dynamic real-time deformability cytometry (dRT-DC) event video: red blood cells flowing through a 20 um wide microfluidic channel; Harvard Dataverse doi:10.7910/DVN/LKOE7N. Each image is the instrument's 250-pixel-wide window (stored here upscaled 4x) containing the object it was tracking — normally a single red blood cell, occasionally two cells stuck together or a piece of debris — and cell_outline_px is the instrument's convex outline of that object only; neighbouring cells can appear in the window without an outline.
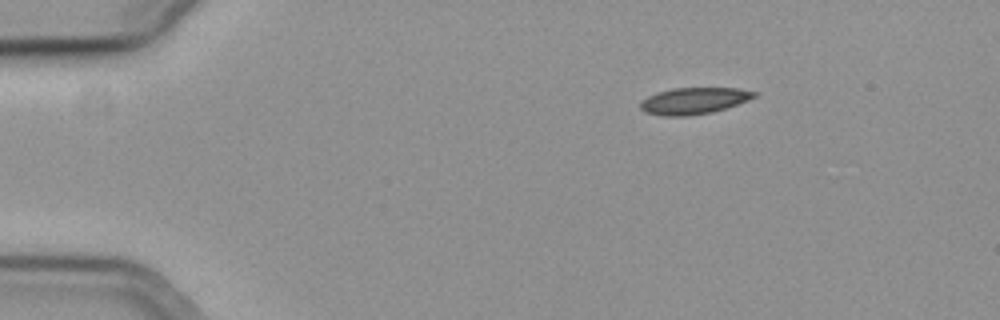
{"species": "common noctule bat (a hibernating species)", "species_latin": "Nyctalus noctula", "temperature_condition": "cold", "stored_images_in_passage": 48, "camera_frame_rate_fps": 3000, "um_per_image_px": 0.085, "animal": {"sex": "female", "body_mass_g": 19.3, "forearm_length_mm": 54.1}, "frame": {"image": 1, "passage_image": 1, "time_ms": 0.0, "image_size_px": [1000, 320], "cell_outline_px": [[756, 96], [748, 100], [712, 112], [688, 116], [664, 116], [644, 112], [640, 108], [640, 104], [648, 96], [656, 92], [672, 88], [736, 88], [756, 92]], "centroid_in_image_um": [58.94, 8.57], "position_along_channel_um": 26.1, "area_um2": 17.46}}
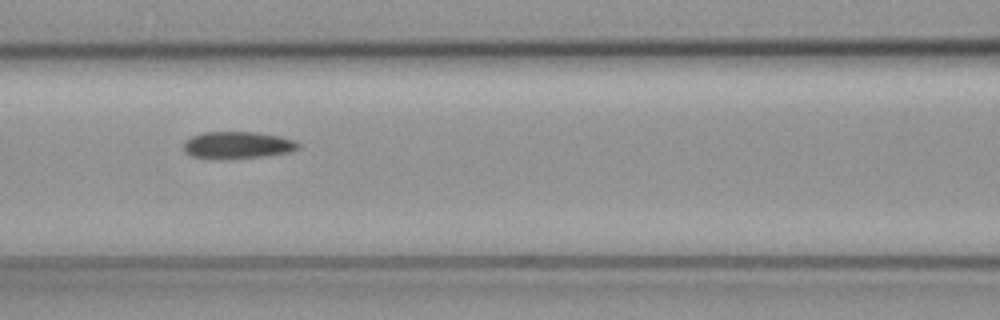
{"frame": {"image": 2, "passage_image": 17, "time_ms": 5.333, "image_size_px": [1000, 320], "cell_outline_px": [[300, 148], [292, 152], [268, 156], [192, 156], [184, 152], [184, 140], [192, 136], [204, 132], [256, 132], [280, 136], [296, 140], [300, 144]], "centroid_in_image_um": [20.28, 12.28], "position_along_channel_um": 146.3, "area_um2": 17.46}}
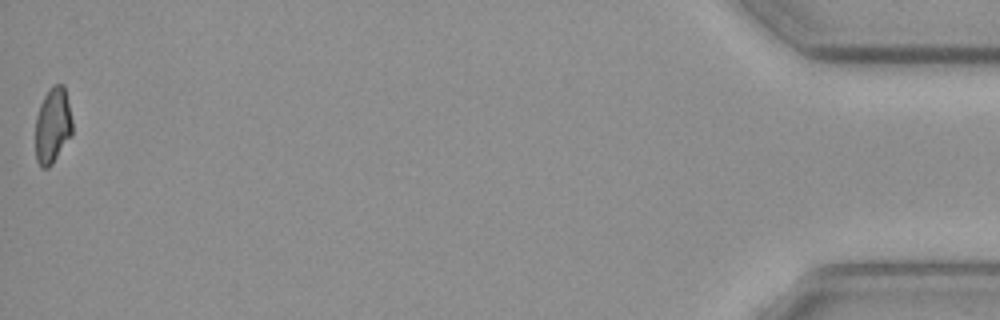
{"frame": {"image": 3, "passage_image": 48, "time_ms": 15.667, "image_size_px": [1000, 320], "cell_outline_px": [[72, 136], [52, 164], [48, 168], [40, 168], [36, 160], [36, 116], [40, 104], [48, 88], [52, 84], [64, 84], [72, 120]], "centroid_in_image_um": [4.48, 10.67], "position_along_channel_um": 430.7, "area_um2": 16.53}, "authors_computed_cell_mechanics": {"area_um2": 17.7735, "velocity_mm_per_s": 3.7152, "shape_relaxation_time_tau1_ms": 4.456, "shape_relaxation_time_tau2_ms": 6.7432, "deformation_change_tau1": 0.1055, "deformation_change_tau2": 0.1248}}